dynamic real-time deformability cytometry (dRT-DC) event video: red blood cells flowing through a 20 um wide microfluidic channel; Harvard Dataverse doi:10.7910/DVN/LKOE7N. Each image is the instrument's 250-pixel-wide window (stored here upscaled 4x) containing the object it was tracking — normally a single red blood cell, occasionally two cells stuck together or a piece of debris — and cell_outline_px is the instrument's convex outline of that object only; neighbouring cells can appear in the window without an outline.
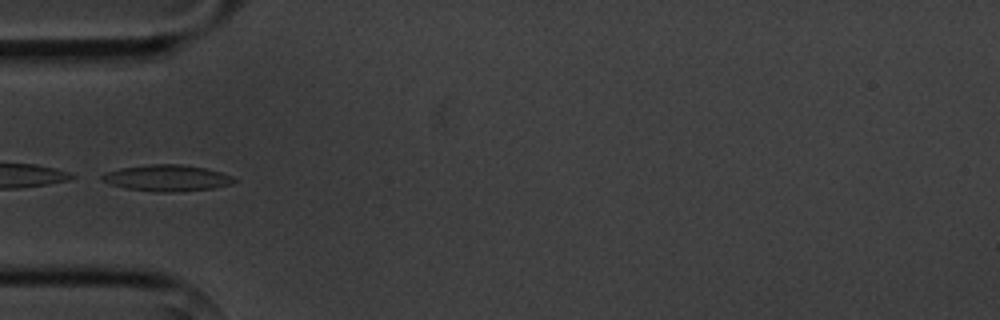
{"species": "common noctule bat (a hibernating species)", "species_latin": "Nyctalus noctula", "temperature_condition": "cold", "stored_images_in_passage": 5, "camera_frame_rate_fps": 3000, "um_per_image_px": 0.085, "animal": {"sex": "male", "body_mass_g": 20.1, "forearm_length_mm": 53.5}, "frame": {"image": 1, "passage_image": 5, "time_ms": 4.667, "image_size_px": [1000, 320], "cell_outline_px": [[240, 180], [232, 184], [212, 188], [172, 192], [156, 192], [124, 188], [108, 184], [100, 180], [100, 176], [104, 172], [120, 168], [148, 164], [180, 164], [204, 168], [220, 172], [232, 176]], "centroid_in_image_um": [14.15, 15.13], "position_along_channel_um": 70.9, "area_um2": 20.46}}